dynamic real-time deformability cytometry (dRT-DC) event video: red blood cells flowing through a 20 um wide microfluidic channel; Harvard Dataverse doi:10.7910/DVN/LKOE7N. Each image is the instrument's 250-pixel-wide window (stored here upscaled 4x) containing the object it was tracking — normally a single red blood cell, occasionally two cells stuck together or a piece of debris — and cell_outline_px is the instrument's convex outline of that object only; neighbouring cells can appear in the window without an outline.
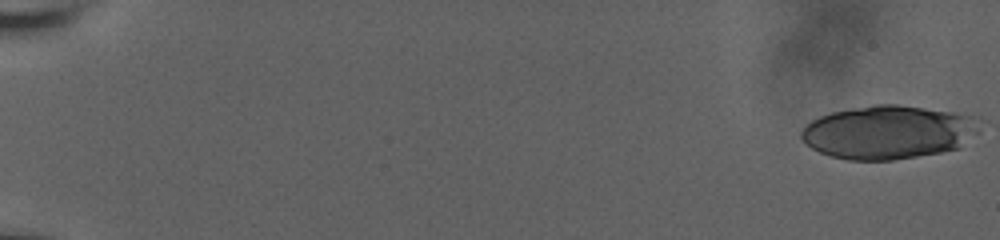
{"species": "human", "species_latin": "Homo sapiens", "temperature_condition": "room temperature", "stored_images_in_passage": 31, "camera_frame_rate_fps": 3000, "um_per_image_px": 0.085, "donor": {"sex": "male"}, "frame": {"image": 1, "passage_image": 1, "time_ms": 0.0, "image_size_px": [1000, 240], "cell_outline_px": [[980, 116], [976, 132], [960, 148], [940, 152], [892, 160], [848, 160], [832, 156], [820, 152], [812, 148], [800, 136], [800, 132], [812, 120], [820, 116], [832, 112], [872, 104], [896, 104], [956, 112]], "centroid_in_image_um": [75.53, 11.22], "position_along_channel_um": 9.5, "area_um2": 55.55}}
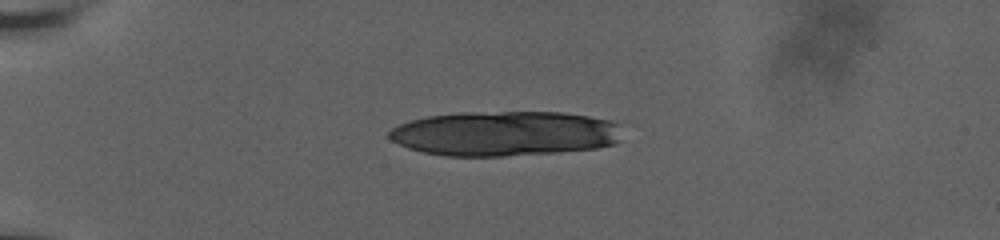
{"frame": {"image": 2, "passage_image": 22, "time_ms": 5.333, "image_size_px": [1000, 240], "cell_outline_px": [[620, 140], [616, 144], [596, 148], [556, 152], [504, 156], [444, 156], [424, 152], [408, 148], [392, 140], [388, 136], [388, 132], [392, 128], [400, 124], [412, 120], [428, 116], [460, 112], [564, 112], [588, 116], [608, 120], [620, 124]], "centroid_in_image_um": [42.92, 11.35], "position_along_channel_um": 42.1, "area_um2": 61.09}}